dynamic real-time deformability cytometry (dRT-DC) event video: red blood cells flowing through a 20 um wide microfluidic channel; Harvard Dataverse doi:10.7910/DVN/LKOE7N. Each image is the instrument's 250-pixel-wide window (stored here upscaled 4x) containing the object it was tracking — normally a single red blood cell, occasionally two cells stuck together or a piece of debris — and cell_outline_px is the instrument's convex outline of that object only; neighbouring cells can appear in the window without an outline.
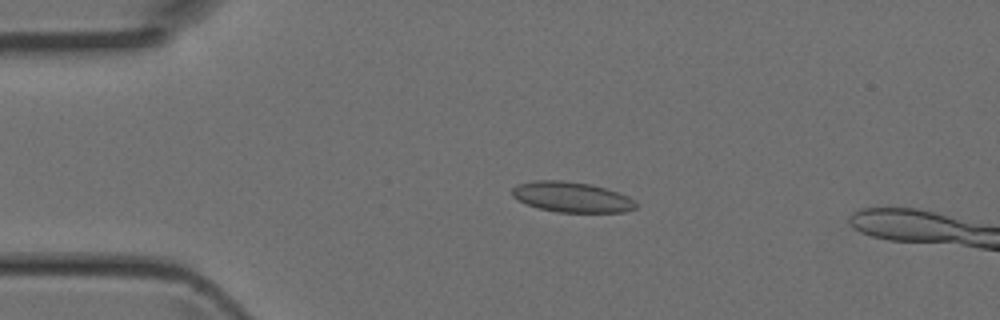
{"species": "Egyptian fruit bat (a non-hibernating species)", "species_latin": "Rousettus aegyptiacus", "temperature_condition": "room temperature", "stored_images_in_passage": 5, "camera_frame_rate_fps": 3000, "um_per_image_px": 0.085, "animal": {"sex": "female"}, "frame": {"image": 1, "passage_image": 3, "time_ms": 0.667, "image_size_px": [1000, 320], "cell_outline_px": [[636, 208], [624, 212], [556, 212], [540, 208], [528, 204], [512, 196], [512, 188], [516, 184], [536, 180], [560, 180], [592, 184], [608, 188], [628, 196], [636, 204]], "centroid_in_image_um": [48.6, 16.74], "position_along_channel_um": 36.4, "area_um2": 21.85}}
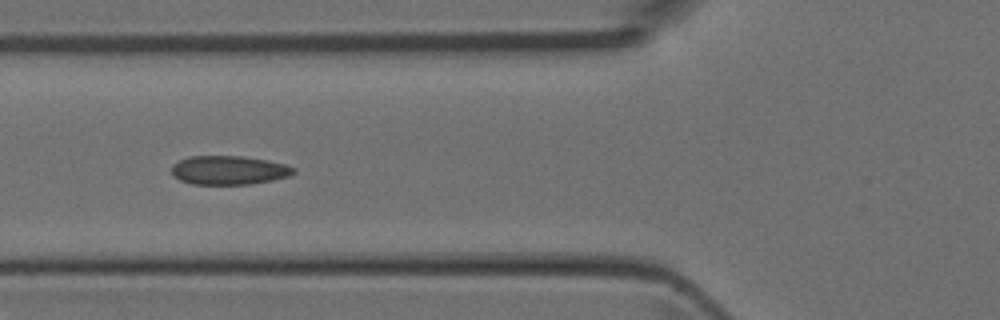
{"frame": {"image": 2, "passage_image": 5, "time_ms": 1.333, "image_size_px": [1000, 320], "cell_outline_px": [[296, 172], [288, 176], [272, 180], [252, 184], [192, 184], [180, 180], [172, 176], [172, 164], [188, 156], [240, 156], [268, 160], [284, 164], [296, 168]], "centroid_in_image_um": [19.44, 14.46], "position_along_channel_um": 106.4, "area_um2": 20.58}}